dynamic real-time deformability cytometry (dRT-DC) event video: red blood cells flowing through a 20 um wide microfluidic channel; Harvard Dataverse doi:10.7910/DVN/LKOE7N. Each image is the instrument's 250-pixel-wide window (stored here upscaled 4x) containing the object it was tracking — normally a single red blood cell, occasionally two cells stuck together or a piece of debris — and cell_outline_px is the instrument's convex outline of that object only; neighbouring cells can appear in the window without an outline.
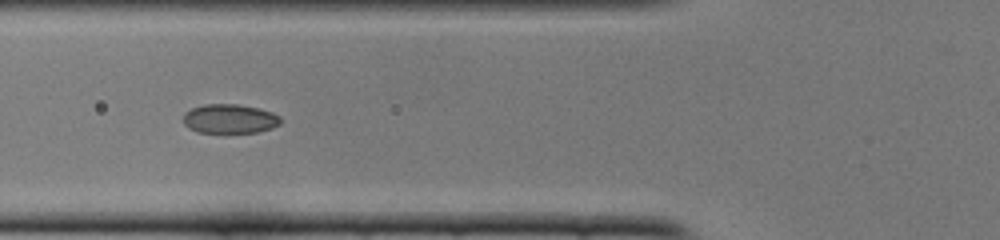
{"species": "common noctule bat (a hibernating species)", "species_latin": "Nyctalus noctula", "temperature_condition": "cold", "stored_images_in_passage": 35, "camera_frame_rate_fps": 3000, "um_per_image_px": 0.085, "animal": {"sex": "female", "body_mass_g": 22.0, "forearm_length_mm": 56.7}, "frame": {"image": 1, "passage_image": 8, "time_ms": 2.333, "image_size_px": [1000, 240], "cell_outline_px": [[280, 124], [272, 128], [256, 132], [224, 136], [196, 132], [188, 128], [184, 124], [184, 112], [192, 108], [204, 104], [236, 104], [256, 108], [272, 112], [280, 116]], "centroid_in_image_um": [19.48, 10.16], "position_along_channel_um": 106.3, "area_um2": 17.34}}
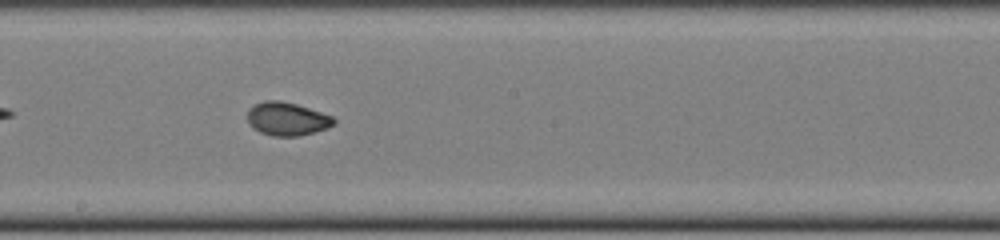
{"frame": {"image": 2, "passage_image": 17, "time_ms": 5.333, "image_size_px": [1000, 240], "cell_outline_px": [[336, 124], [328, 128], [300, 136], [272, 136], [260, 132], [252, 128], [248, 124], [248, 108], [264, 100], [280, 100], [296, 104], [332, 116], [336, 120]], "centroid_in_image_um": [24.39, 10.11], "position_along_channel_um": 223.8, "area_um2": 16.88}}
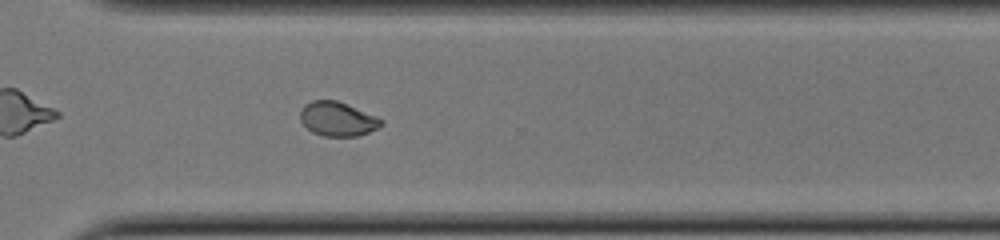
{"frame": {"image": 3, "passage_image": 26, "time_ms": 8.333, "image_size_px": [1000, 240], "cell_outline_px": [[384, 124], [380, 128], [360, 136], [324, 136], [312, 132], [300, 120], [300, 112], [304, 104], [312, 100], [336, 100], [376, 116], [384, 120]], "centroid_in_image_um": [28.72, 10.12], "position_along_channel_um": 341.9, "area_um2": 16.24}}